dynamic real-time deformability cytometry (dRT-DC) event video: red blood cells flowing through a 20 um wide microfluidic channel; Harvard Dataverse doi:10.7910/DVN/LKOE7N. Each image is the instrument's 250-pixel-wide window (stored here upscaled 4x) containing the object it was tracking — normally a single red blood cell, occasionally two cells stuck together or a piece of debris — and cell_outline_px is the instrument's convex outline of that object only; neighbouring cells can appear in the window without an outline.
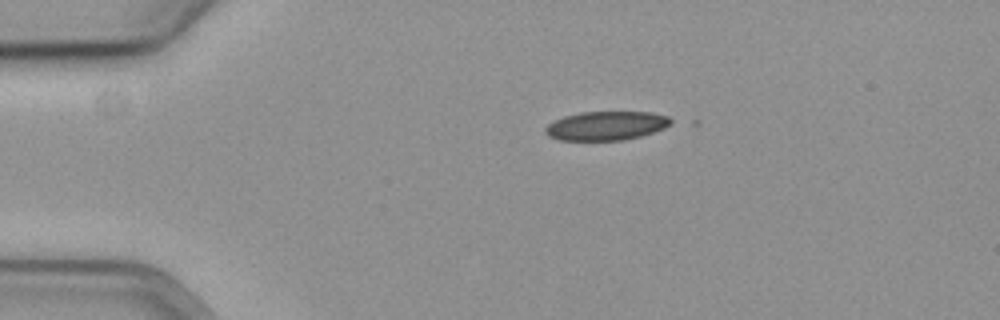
{"species": "common noctule bat (a hibernating species)", "species_latin": "Nyctalus noctula", "temperature_condition": "cold", "stored_images_in_passage": 2, "camera_frame_rate_fps": 3000, "um_per_image_px": 0.085, "animal": {"sex": "female", "body_mass_g": 19.3, "forearm_length_mm": 54.1}, "frame": {"image": 1, "passage_image": 1, "time_ms": 0.0, "image_size_px": [1000, 320], "cell_outline_px": [[676, 120], [672, 124], [664, 128], [640, 136], [624, 140], [560, 140], [548, 136], [544, 132], [544, 128], [548, 124], [564, 116], [580, 112], [652, 112], [668, 116]], "centroid_in_image_um": [51.56, 10.68], "position_along_channel_um": 33.4, "area_um2": 21.27}}